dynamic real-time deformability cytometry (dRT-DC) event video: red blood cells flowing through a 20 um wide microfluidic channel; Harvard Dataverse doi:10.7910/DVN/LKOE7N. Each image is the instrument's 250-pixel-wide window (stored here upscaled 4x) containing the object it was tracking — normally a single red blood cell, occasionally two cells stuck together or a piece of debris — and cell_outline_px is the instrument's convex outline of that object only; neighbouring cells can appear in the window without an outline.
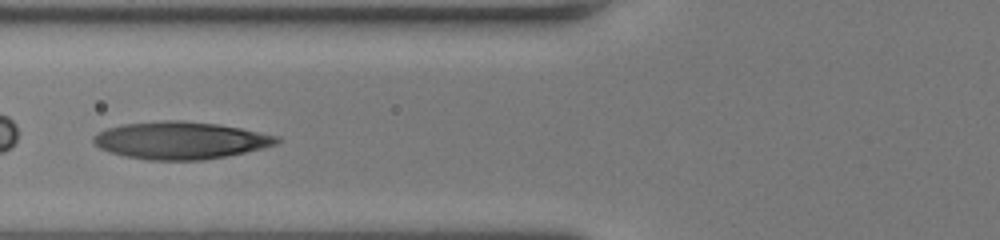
{"species": "human", "species_latin": "Homo sapiens", "temperature_condition": "room temperature", "stored_images_in_passage": 41, "camera_frame_rate_fps": 3000, "um_per_image_px": 0.085, "donor": {"sex": "female"}, "frame": {"image": 1, "passage_image": 12, "time_ms": 3.667, "image_size_px": [1000, 240], "cell_outline_px": [[280, 140], [276, 144], [264, 148], [228, 156], [204, 160], [148, 160], [124, 156], [108, 152], [92, 144], [92, 136], [96, 132], [120, 124], [164, 120], [184, 120], [220, 124], [280, 136]], "centroid_in_image_um": [15.31, 11.93], "position_along_channel_um": 110.5, "area_um2": 40.46}}
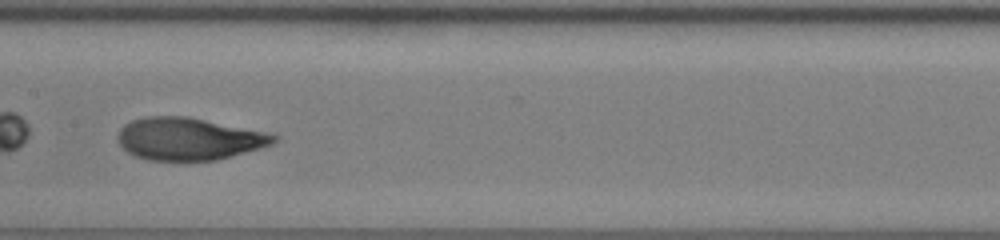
{"frame": {"image": 2, "passage_image": 18, "time_ms": 5.667, "image_size_px": [1000, 240], "cell_outline_px": [[280, 136], [272, 144], [216, 160], [148, 160], [136, 156], [128, 152], [116, 140], [116, 136], [120, 128], [124, 124], [132, 120], [144, 116], [188, 116], [264, 132]], "centroid_in_image_um": [15.98, 11.79], "position_along_channel_um": 191.4, "area_um2": 38.26}}